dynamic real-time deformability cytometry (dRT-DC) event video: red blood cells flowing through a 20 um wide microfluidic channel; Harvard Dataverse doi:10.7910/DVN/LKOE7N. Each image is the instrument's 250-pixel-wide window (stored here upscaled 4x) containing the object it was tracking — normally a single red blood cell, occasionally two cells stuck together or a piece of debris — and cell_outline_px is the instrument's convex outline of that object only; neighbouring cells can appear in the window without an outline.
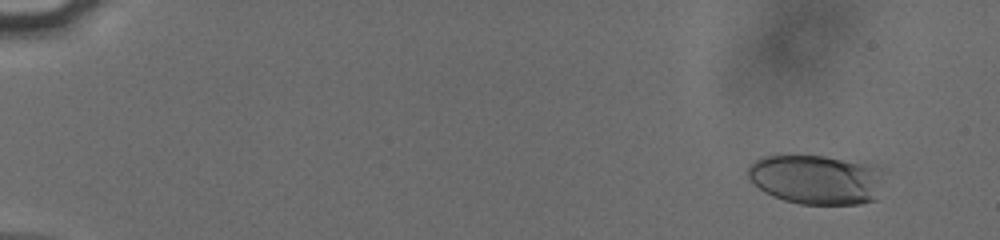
{"species": "human", "species_latin": "Homo sapiens", "temperature_condition": "cold", "stored_images_in_passage": 50, "camera_frame_rate_fps": 3000, "um_per_image_px": 0.085, "donor": {"sex": "male"}, "frame": {"image": 1, "passage_image": 5, "time_ms": 1.333, "image_size_px": [1000, 240], "cell_outline_px": [[888, 168], [876, 200], [860, 204], [800, 204], [784, 200], [772, 196], [764, 192], [748, 180], [748, 168], [756, 160], [764, 156], [824, 156], [876, 164]], "centroid_in_image_um": [69.49, 15.25], "position_along_channel_um": 15.5, "area_um2": 40.23}}
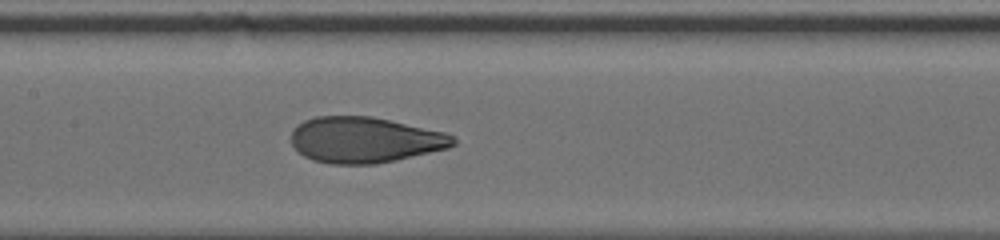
{"frame": {"image": 2, "passage_image": 30, "time_ms": 9.667, "image_size_px": [1000, 240], "cell_outline_px": [[456, 144], [448, 148], [396, 160], [376, 164], [332, 164], [312, 160], [304, 156], [292, 144], [292, 132], [304, 120], [316, 116], [372, 116], [444, 132], [452, 136], [456, 140]], "centroid_in_image_um": [31.01, 11.89], "position_along_channel_um": 176.4, "area_um2": 43.06}}
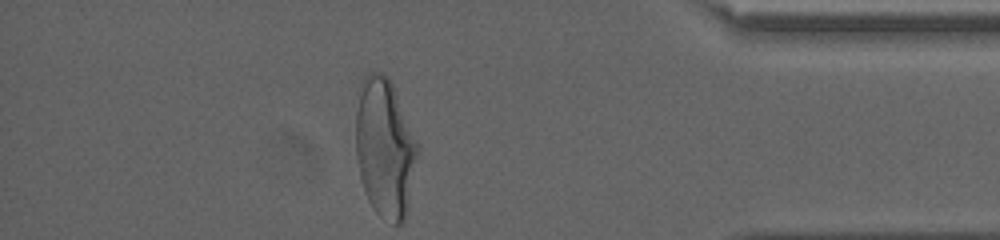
{"frame": {"image": 3, "passage_image": 50, "time_ms": 16.333, "image_size_px": [1000, 240], "cell_outline_px": [[420, 144], [408, 208], [404, 220], [400, 224], [392, 224], [380, 216], [372, 208], [364, 192], [360, 176], [356, 156], [356, 112], [364, 76], [372, 72], [380, 72], [388, 76], [392, 84]], "centroid_in_image_um": [32.74, 12.61], "position_along_channel_um": 402.5, "area_um2": 50.29}, "authors_computed_cell_mechanics": {"area_um2": 43.0321, "velocity_mm_per_s": 3.8211, "shape_relaxation_time_tau1_ms": 4.0221, "shape_relaxation_time_tau2_ms": 0.8111, "deformation_change_tau1": 0.1814, "deformation_change_tau2": 0.0686}}